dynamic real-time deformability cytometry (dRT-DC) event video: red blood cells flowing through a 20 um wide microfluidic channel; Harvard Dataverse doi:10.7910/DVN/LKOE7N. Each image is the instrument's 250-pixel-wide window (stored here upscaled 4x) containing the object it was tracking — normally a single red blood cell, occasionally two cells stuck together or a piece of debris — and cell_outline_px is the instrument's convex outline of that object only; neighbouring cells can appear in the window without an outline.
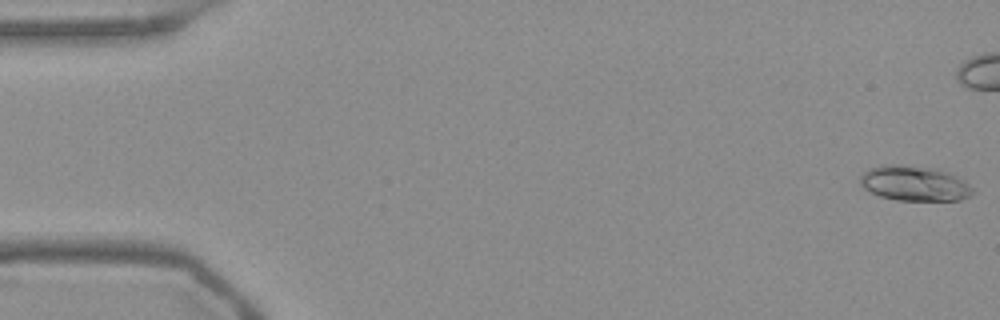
{"species": "Egyptian fruit bat (a non-hibernating species)", "species_latin": "Rousettus aegyptiacus", "temperature_condition": "warm", "stored_images_in_passage": 55, "camera_frame_rate_fps": 3000, "um_per_image_px": 0.085, "frame": {"image": 1, "passage_image": 1, "time_ms": 0.0, "image_size_px": [1000, 320], "cell_outline_px": [[972, 192], [968, 196], [960, 200], [896, 200], [880, 196], [864, 188], [860, 184], [860, 176], [864, 172], [872, 168], [884, 164], [896, 164], [936, 168], [948, 172], [964, 180], [972, 188]], "centroid_in_image_um": [77.71, 15.58], "position_along_channel_um": 7.3, "area_um2": 22.83}}
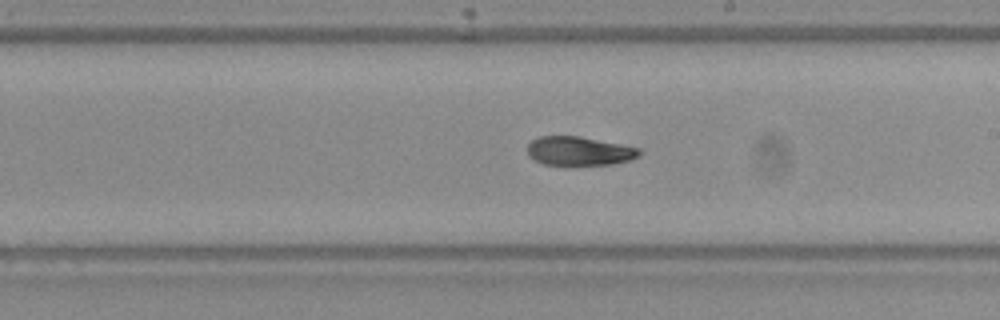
{"frame": {"image": 2, "passage_image": 31, "time_ms": 10.0, "image_size_px": [1000, 320], "cell_outline_px": [[640, 156], [632, 160], [612, 164], [568, 168], [544, 164], [528, 156], [528, 144], [532, 140], [540, 136], [580, 136], [640, 148]], "centroid_in_image_um": [49.23, 12.89], "position_along_channel_um": 239.8, "area_um2": 19.65}}
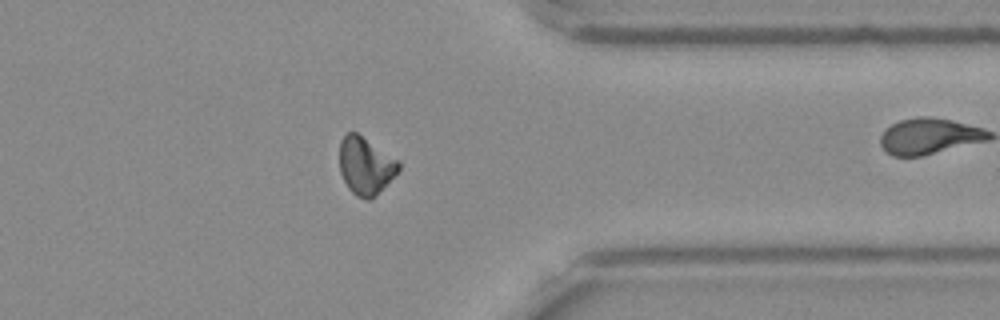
{"frame": {"image": 3, "passage_image": 43, "time_ms": 14.0, "image_size_px": [1000, 320], "cell_outline_px": [[400, 168], [376, 196], [372, 200], [368, 200], [356, 196], [348, 188], [340, 172], [340, 140], [348, 132], [356, 132], [400, 160]], "centroid_in_image_um": [31.08, 14.09], "position_along_channel_um": 380.3, "area_um2": 19.83}, "authors_computed_cell_mechanics": {"area_um2": 19.9988, "velocity_mm_per_s": 3.7562, "shape_relaxation_time_tau1_ms": null, "shape_relaxation_time_tau2_ms": 4.1853, "deformation_change_tau1": null, "deformation_change_tau2": 0.0743}}